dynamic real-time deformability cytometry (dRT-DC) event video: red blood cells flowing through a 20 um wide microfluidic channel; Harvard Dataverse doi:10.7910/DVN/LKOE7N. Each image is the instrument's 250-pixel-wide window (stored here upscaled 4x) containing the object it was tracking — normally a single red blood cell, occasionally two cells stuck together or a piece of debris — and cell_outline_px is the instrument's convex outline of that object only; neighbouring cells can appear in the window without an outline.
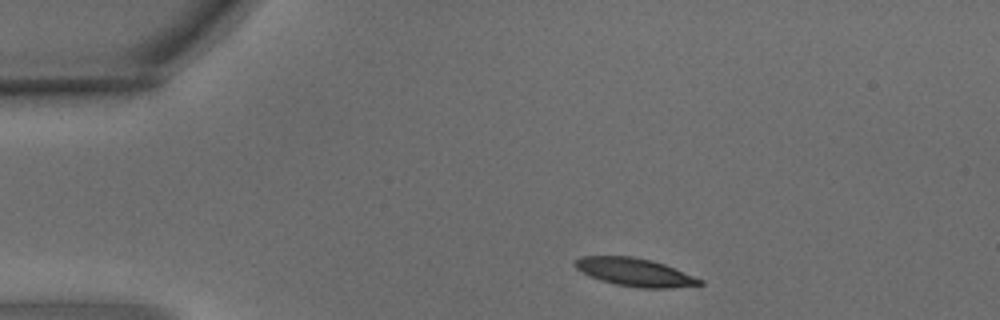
{"species": "common noctule bat (a hibernating species)", "species_latin": "Nyctalus noctula", "temperature_condition": "warm", "stored_images_in_passage": 2, "camera_frame_rate_fps": 3000, "um_per_image_px": 0.085, "animal": {"sex": "male", "body_mass_g": 15.6}, "frame": {"image": 1, "passage_image": 1, "time_ms": 0.0, "image_size_px": [1000, 320], "cell_outline_px": [[704, 284], [672, 288], [640, 288], [616, 284], [600, 280], [588, 276], [576, 268], [572, 264], [580, 256], [632, 256], [652, 260], [664, 264], [704, 280]], "centroid_in_image_um": [53.95, 23.14], "position_along_channel_um": 31.1, "area_um2": 20.46}}